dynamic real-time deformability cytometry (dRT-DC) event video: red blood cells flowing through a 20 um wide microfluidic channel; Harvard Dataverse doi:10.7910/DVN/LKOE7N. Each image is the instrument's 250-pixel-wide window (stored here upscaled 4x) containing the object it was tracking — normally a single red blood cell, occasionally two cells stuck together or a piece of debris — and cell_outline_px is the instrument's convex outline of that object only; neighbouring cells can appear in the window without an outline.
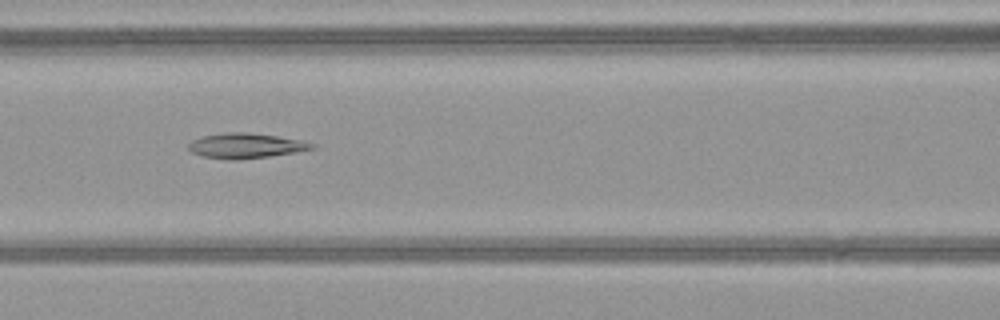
{"species": "common noctule bat (a hibernating species)", "species_latin": "Nyctalus noctula", "temperature_condition": "warm", "stored_images_in_passage": 42, "camera_frame_rate_fps": 3000, "um_per_image_px": 0.085, "animal": {"sex": "female", "body_mass_g": 21.9}, "frame": {"image": 1, "passage_image": 14, "time_ms": 4.333, "image_size_px": [1000, 320], "cell_outline_px": [[316, 148], [296, 152], [268, 156], [236, 160], [228, 160], [204, 156], [192, 152], [188, 148], [188, 144], [192, 140], [200, 136], [228, 132], [244, 132], [276, 136], [304, 140], [316, 144]], "centroid_in_image_um": [20.9, 12.38], "position_along_channel_um": 145.7, "area_um2": 18.03}}
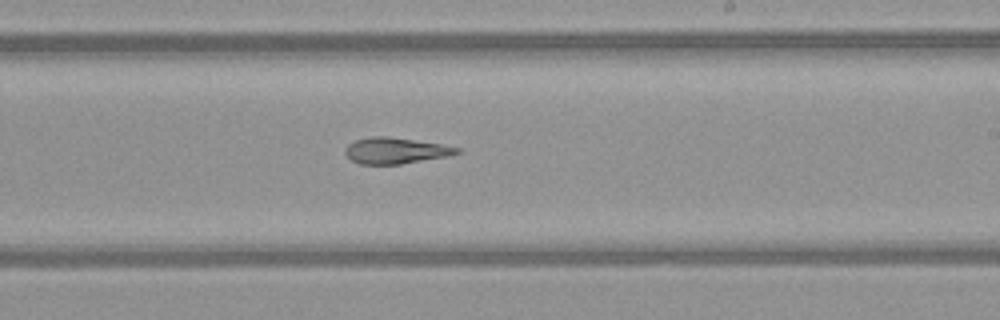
{"frame": {"image": 2, "passage_image": 22, "time_ms": 7.0, "image_size_px": [1000, 320], "cell_outline_px": [[460, 152], [448, 156], [400, 164], [360, 164], [352, 160], [344, 152], [344, 148], [348, 144], [356, 140], [372, 136], [388, 136], [440, 144], [460, 148]], "centroid_in_image_um": [33.59, 12.8], "position_along_channel_um": 255.4, "area_um2": 16.82}}
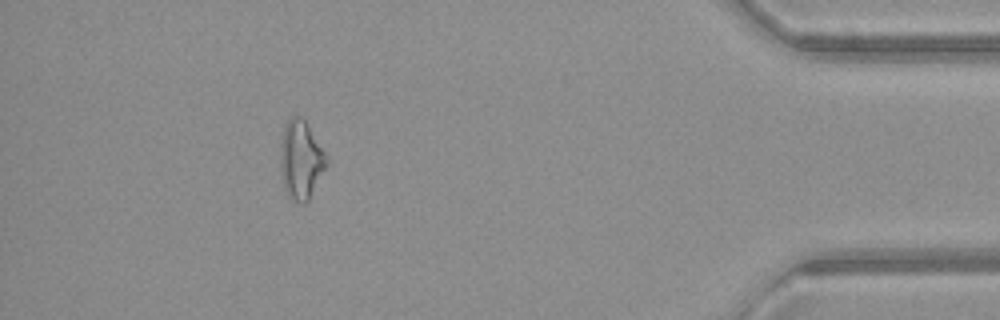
{"frame": {"image": 3, "passage_image": 37, "time_ms": 12.0, "image_size_px": [1000, 320], "cell_outline_px": [[328, 164], [308, 200], [304, 204], [300, 204], [292, 200], [288, 196], [284, 188], [280, 168], [280, 144], [284, 128], [288, 116], [296, 112], [304, 116], [328, 156]], "centroid_in_image_um": [25.58, 13.5], "position_along_channel_um": 409.6, "area_um2": 21.91}, "authors_computed_cell_mechanics": {"area_um2": 18.8139, "velocity_mm_per_s": 4.1203, "shape_relaxation_time_tau1_ms": null, "shape_relaxation_time_tau2_ms": 6.5234, "deformation_change_tau1": null, "deformation_change_tau2": 0.1941}}